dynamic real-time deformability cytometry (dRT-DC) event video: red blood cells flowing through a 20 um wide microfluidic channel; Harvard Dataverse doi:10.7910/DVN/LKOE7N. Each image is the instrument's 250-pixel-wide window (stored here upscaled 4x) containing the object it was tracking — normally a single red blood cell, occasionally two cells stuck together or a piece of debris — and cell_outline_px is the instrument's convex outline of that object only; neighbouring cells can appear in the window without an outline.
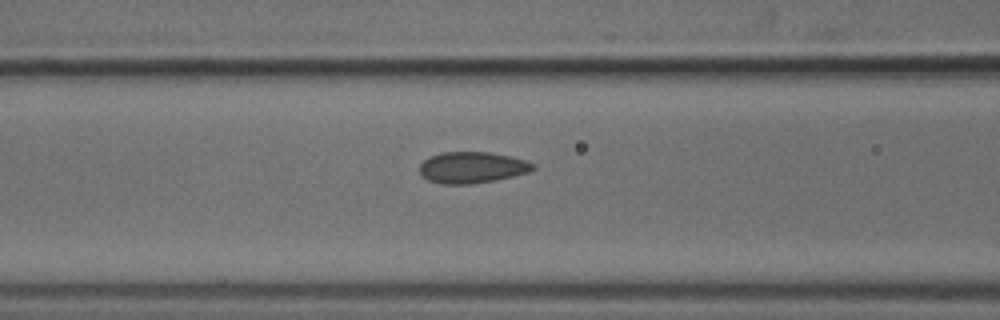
{"species": "common noctule bat (a hibernating species)", "species_latin": "Nyctalus noctula", "temperature_condition": "cold", "stored_images_in_passage": 51, "camera_frame_rate_fps": 3000, "um_per_image_px": 0.085, "animal": {"sex": "male", "body_mass_g": 18.8}, "frame": {"image": 1, "passage_image": 20, "time_ms": 6.333, "image_size_px": [1000, 320], "cell_outline_px": [[536, 168], [528, 172], [496, 180], [472, 184], [440, 184], [428, 180], [420, 176], [420, 164], [424, 160], [440, 152], [488, 152], [508, 156], [524, 160], [532, 164]], "centroid_in_image_um": [40.07, 14.24], "position_along_channel_um": 126.5, "area_um2": 20.58}}
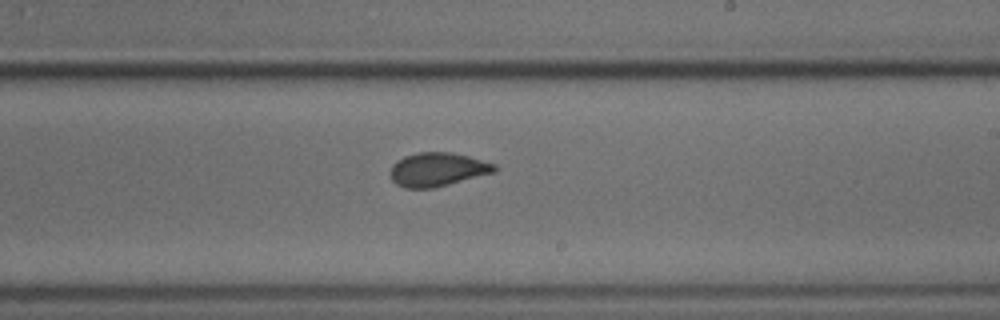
{"frame": {"image": 2, "passage_image": 30, "time_ms": 9.667, "image_size_px": [1000, 320], "cell_outline_px": [[496, 172], [432, 188], [404, 188], [396, 184], [392, 180], [388, 172], [392, 164], [396, 160], [404, 156], [420, 152], [452, 152], [468, 156], [496, 164]], "centroid_in_image_um": [37.15, 14.4], "position_along_channel_um": 251.9, "area_um2": 20.58}}
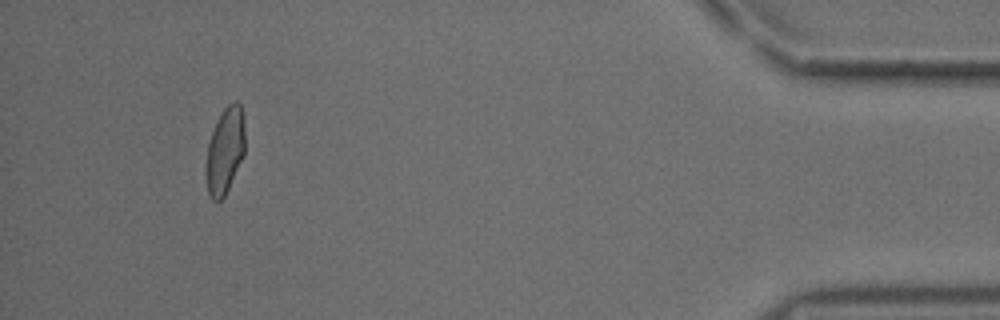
{"frame": {"image": 3, "passage_image": 48, "time_ms": 15.667, "image_size_px": [1000, 320], "cell_outline_px": [[244, 156], [224, 196], [220, 200], [212, 200], [208, 196], [204, 172], [204, 168], [208, 144], [216, 120], [224, 108], [228, 104], [236, 100], [240, 104], [244, 116]], "centroid_in_image_um": [19.1, 12.81], "position_along_channel_um": 416.1, "area_um2": 19.94}}